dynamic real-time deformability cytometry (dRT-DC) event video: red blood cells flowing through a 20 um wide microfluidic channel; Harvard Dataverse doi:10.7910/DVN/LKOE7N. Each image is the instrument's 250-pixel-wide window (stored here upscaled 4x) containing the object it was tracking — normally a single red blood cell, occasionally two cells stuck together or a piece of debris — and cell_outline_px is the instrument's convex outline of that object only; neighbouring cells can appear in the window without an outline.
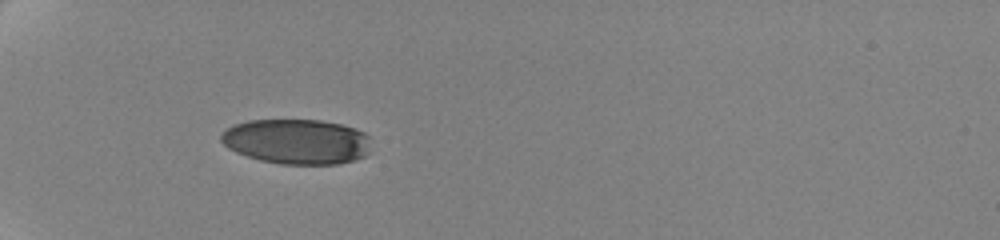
{"species": "human", "species_latin": "Homo sapiens", "temperature_condition": "cold", "stored_images_in_passage": 60, "camera_frame_rate_fps": 3000, "um_per_image_px": 0.085, "donor": {"sex": "female"}, "frame": {"image": 1, "passage_image": 1, "time_ms": 0.0, "image_size_px": [1000, 240], "cell_outline_px": [[368, 152], [364, 156], [356, 160], [336, 164], [280, 164], [260, 160], [236, 152], [228, 148], [220, 140], [220, 136], [228, 128], [236, 124], [248, 120], [320, 120], [340, 124], [356, 128], [364, 132], [368, 136]], "centroid_in_image_um": [25.23, 12.03], "position_along_channel_um": 59.8, "area_um2": 39.3}}
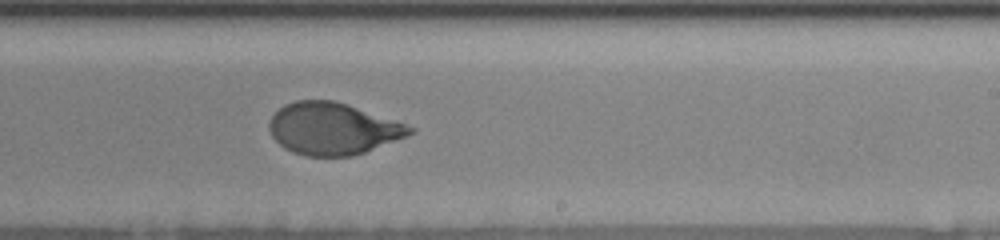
{"frame": {"image": 2, "passage_image": 33, "time_ms": 6.333, "image_size_px": [1000, 240], "cell_outline_px": [[416, 132], [408, 136], [364, 152], [352, 156], [304, 156], [292, 152], [284, 148], [272, 136], [268, 128], [268, 124], [272, 116], [284, 104], [296, 100], [332, 100], [348, 104], [416, 128]], "centroid_in_image_um": [28.28, 10.94], "position_along_channel_um": 260.7, "area_um2": 42.48}}
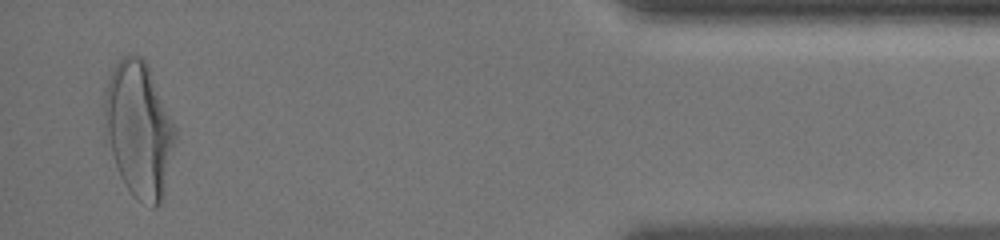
{"frame": {"image": 3, "passage_image": 59, "time_ms": 12.333, "image_size_px": [1000, 240], "cell_outline_px": [[176, 140], [164, 200], [156, 208], [152, 208], [136, 200], [132, 196], [124, 184], [120, 176], [112, 152], [104, 124], [104, 92], [108, 80], [116, 64], [124, 56], [144, 56], [148, 64], [176, 128]], "centroid_in_image_um": [11.85, 11.06], "position_along_channel_um": 423.4, "area_um2": 56.12}, "authors_computed_cell_mechanics": {"area_um2": 43.5234, "velocity_mm_per_s": 3.5007, "shape_relaxation_time_tau1_ms": 3.5828, "shape_relaxation_time_tau2_ms": null, "deformation_change_tau1": 0.1658, "deformation_change_tau2": null}}